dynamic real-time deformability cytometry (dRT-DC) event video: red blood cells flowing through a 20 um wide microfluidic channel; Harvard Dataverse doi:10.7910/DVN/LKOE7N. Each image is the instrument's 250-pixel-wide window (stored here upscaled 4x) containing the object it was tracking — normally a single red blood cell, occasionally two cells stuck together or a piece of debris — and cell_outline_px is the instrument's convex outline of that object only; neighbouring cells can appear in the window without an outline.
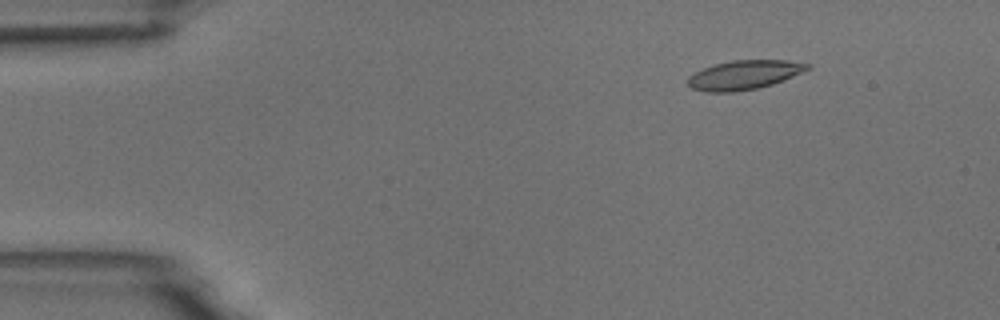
{"species": "common noctule bat (a hibernating species)", "species_latin": "Nyctalus noctula", "temperature_condition": "room temperature", "stored_images_in_passage": 9, "camera_frame_rate_fps": 3000, "um_per_image_px": 0.085, "animal": {"sex": "male", "body_mass_g": 18.8}, "frame": {"image": 1, "passage_image": 2, "time_ms": 1.333, "image_size_px": [1000, 320], "cell_outline_px": [[812, 68], [772, 84], [756, 88], [732, 92], [704, 92], [692, 88], [688, 84], [688, 76], [704, 68], [716, 64], [732, 60], [788, 60], [812, 64]], "centroid_in_image_um": [63.27, 6.36], "position_along_channel_um": 21.7, "area_um2": 20.17}}
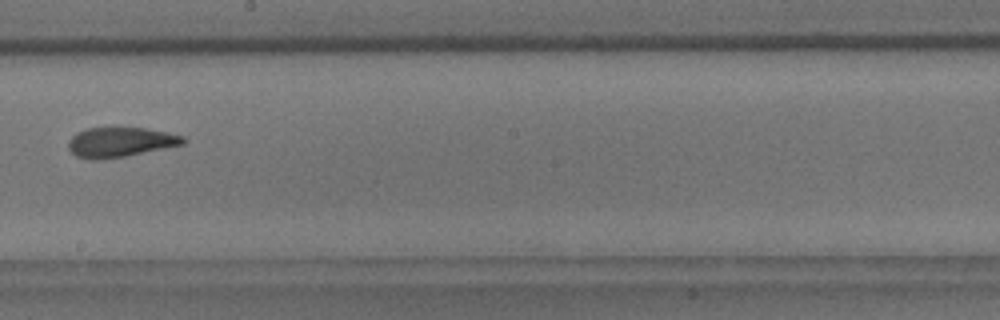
{"frame": {"image": 2, "passage_image": 9, "time_ms": 9.333, "image_size_px": [1000, 320], "cell_outline_px": [[188, 140], [184, 144], [124, 156], [96, 160], [88, 160], [76, 156], [68, 148], [68, 140], [76, 132], [88, 128], [144, 128], [168, 132], [184, 136]], "centroid_in_image_um": [10.21, 12.08], "position_along_channel_um": 238.0, "area_um2": 19.88}}